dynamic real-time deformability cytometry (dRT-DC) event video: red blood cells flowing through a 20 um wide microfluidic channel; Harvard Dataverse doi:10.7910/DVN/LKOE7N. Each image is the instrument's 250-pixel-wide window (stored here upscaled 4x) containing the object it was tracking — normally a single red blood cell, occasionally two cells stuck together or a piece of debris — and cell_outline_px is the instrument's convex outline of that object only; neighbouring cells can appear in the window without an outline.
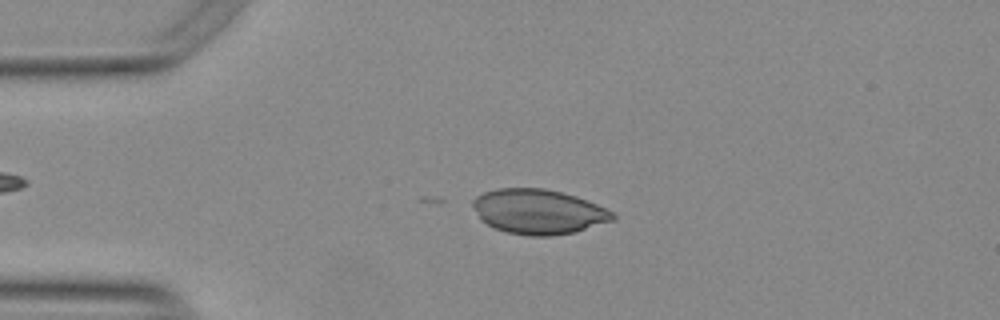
{"species": "Egyptian fruit bat (a non-hibernating species)", "species_latin": "Rousettus aegyptiacus", "temperature_condition": "warm", "stored_images_in_passage": 9, "camera_frame_rate_fps": 3000, "um_per_image_px": 0.085, "animal": {"sex": "female"}, "frame": {"image": 1, "passage_image": 7, "time_ms": 2.0, "image_size_px": [1000, 320], "cell_outline_px": [[616, 220], [576, 232], [552, 236], [532, 236], [508, 232], [496, 228], [480, 220], [472, 204], [472, 200], [476, 196], [484, 192], [496, 188], [544, 188], [576, 196], [596, 204], [612, 212], [616, 216]], "centroid_in_image_um": [45.78, 17.99], "position_along_channel_um": 39.2, "area_um2": 36.53}}